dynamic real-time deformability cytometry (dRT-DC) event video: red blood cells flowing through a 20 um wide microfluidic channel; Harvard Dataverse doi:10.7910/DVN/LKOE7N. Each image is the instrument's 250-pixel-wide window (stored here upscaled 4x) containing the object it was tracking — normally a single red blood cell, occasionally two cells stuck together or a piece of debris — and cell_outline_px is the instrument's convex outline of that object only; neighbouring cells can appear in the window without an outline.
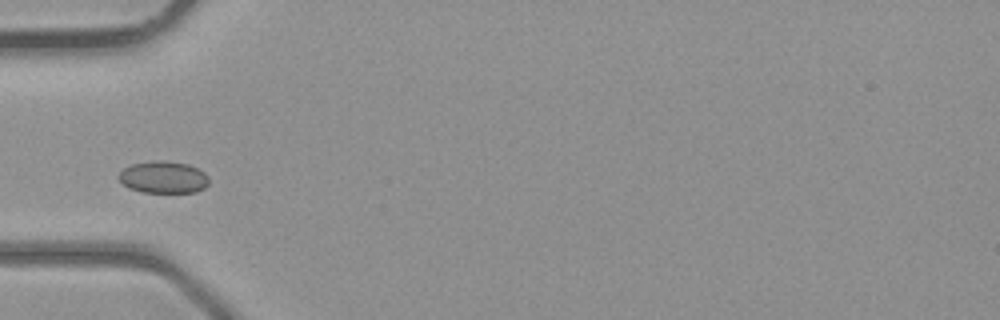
{"species": "common noctule bat (a hibernating species)", "species_latin": "Nyctalus noctula", "temperature_condition": "room temperature", "stored_images_in_passage": 3, "camera_frame_rate_fps": 3000, "um_per_image_px": 0.085, "animal": {"sex": "male", "body_mass_g": 23.1, "forearm_length_mm": 52.7}, "frame": {"image": 1, "passage_image": 3, "time_ms": 2.333, "image_size_px": [1000, 320], "cell_outline_px": [[208, 184], [204, 188], [196, 192], [140, 192], [128, 188], [116, 176], [124, 168], [132, 164], [152, 160], [164, 160], [188, 164], [204, 172], [208, 176]], "centroid_in_image_um": [13.87, 15.06], "position_along_channel_um": 71.1, "area_um2": 16.94}}